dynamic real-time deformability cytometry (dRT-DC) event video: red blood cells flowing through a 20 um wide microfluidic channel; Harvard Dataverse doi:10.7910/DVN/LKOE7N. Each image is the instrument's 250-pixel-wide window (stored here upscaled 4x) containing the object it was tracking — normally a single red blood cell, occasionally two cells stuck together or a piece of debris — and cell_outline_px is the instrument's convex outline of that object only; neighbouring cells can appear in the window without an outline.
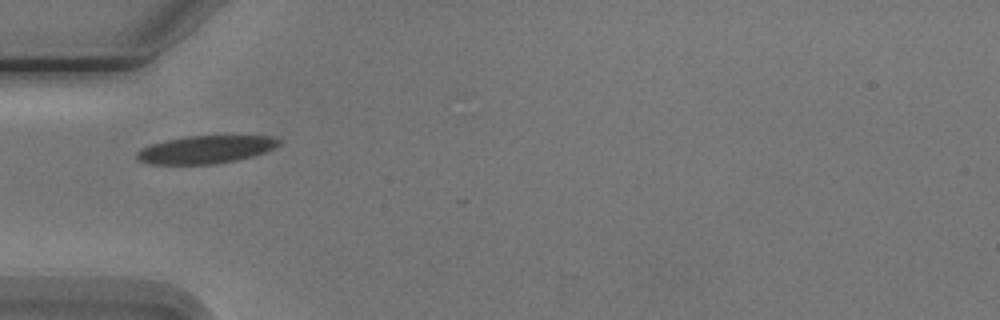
{"species": "Egyptian fruit bat (a non-hibernating species)", "species_latin": "Rousettus aegyptiacus", "temperature_condition": "cold", "stored_images_in_passage": 4, "camera_frame_rate_fps": 3000, "um_per_image_px": 0.085, "animal": {"sex": "male"}, "frame": {"image": 1, "passage_image": 2, "time_ms": 1.0, "image_size_px": [1000, 320], "cell_outline_px": [[280, 144], [264, 152], [252, 156], [236, 160], [212, 164], [148, 164], [136, 160], [136, 152], [140, 148], [152, 144], [168, 140], [188, 136], [268, 136], [280, 140]], "centroid_in_image_um": [17.42, 12.72], "position_along_channel_um": 67.6, "area_um2": 22.77}}
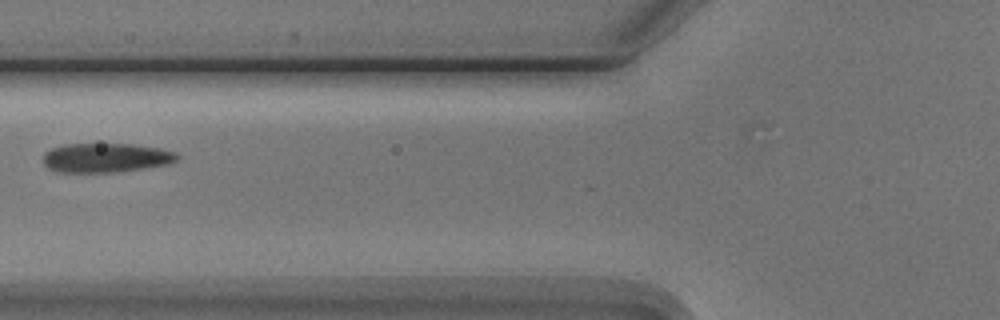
{"frame": {"image": 2, "passage_image": 3, "time_ms": 2.333, "image_size_px": [1000, 320], "cell_outline_px": [[180, 160], [172, 164], [144, 168], [112, 172], [60, 172], [48, 168], [44, 164], [44, 152], [52, 148], [64, 144], [132, 144], [160, 148], [176, 152], [180, 156]], "centroid_in_image_um": [9.06, 13.4], "position_along_channel_um": 116.7, "area_um2": 23.0}}
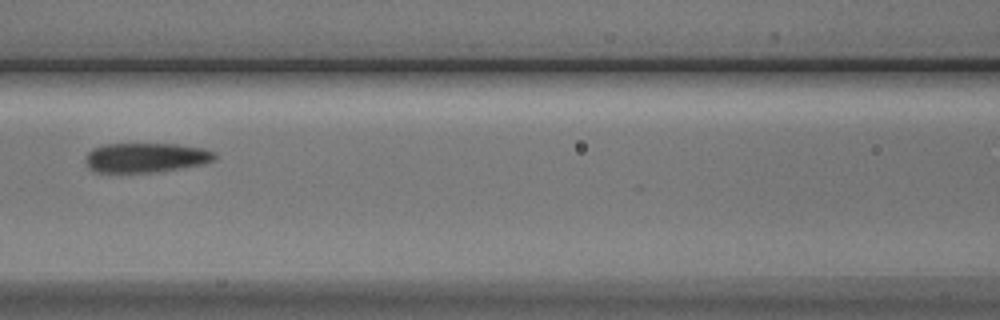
{"frame": {"image": 3, "passage_image": 4, "time_ms": 3.333, "image_size_px": [1000, 320], "cell_outline_px": [[216, 160], [204, 164], [160, 172], [96, 172], [88, 168], [84, 160], [88, 152], [92, 148], [104, 144], [176, 144], [204, 148], [216, 152]], "centroid_in_image_um": [12.42, 13.4], "position_along_channel_um": 154.2, "area_um2": 22.6}}